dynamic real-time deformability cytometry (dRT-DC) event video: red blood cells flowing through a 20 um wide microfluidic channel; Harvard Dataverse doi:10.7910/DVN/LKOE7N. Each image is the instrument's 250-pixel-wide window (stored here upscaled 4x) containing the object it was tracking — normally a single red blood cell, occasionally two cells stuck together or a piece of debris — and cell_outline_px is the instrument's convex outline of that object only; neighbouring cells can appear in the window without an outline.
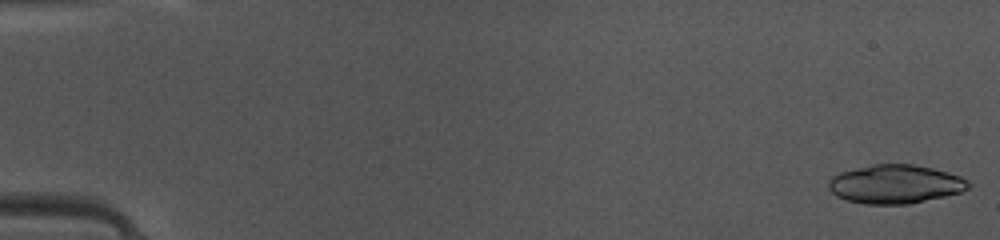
{"species": "common noctule bat (a hibernating species)", "species_latin": "Nyctalus noctula", "temperature_condition": "warm", "stored_images_in_passage": 47, "camera_frame_rate_fps": 3000, "um_per_image_px": 0.085, "animal": {"sex": "female", "body_mass_g": 10.0, "forearm_length_mm": 53.1}, "frame": {"image": 1, "passage_image": 1, "time_ms": 0.0, "image_size_px": [1000, 240], "cell_outline_px": [[972, 184], [968, 188], [960, 192], [944, 196], [908, 204], [864, 204], [848, 200], [836, 196], [828, 188], [828, 180], [832, 176], [840, 172], [872, 164], [912, 164], [932, 168], [960, 176], [968, 180]], "centroid_in_image_um": [76.08, 15.65], "position_along_channel_um": 8.9, "area_um2": 31.5}}